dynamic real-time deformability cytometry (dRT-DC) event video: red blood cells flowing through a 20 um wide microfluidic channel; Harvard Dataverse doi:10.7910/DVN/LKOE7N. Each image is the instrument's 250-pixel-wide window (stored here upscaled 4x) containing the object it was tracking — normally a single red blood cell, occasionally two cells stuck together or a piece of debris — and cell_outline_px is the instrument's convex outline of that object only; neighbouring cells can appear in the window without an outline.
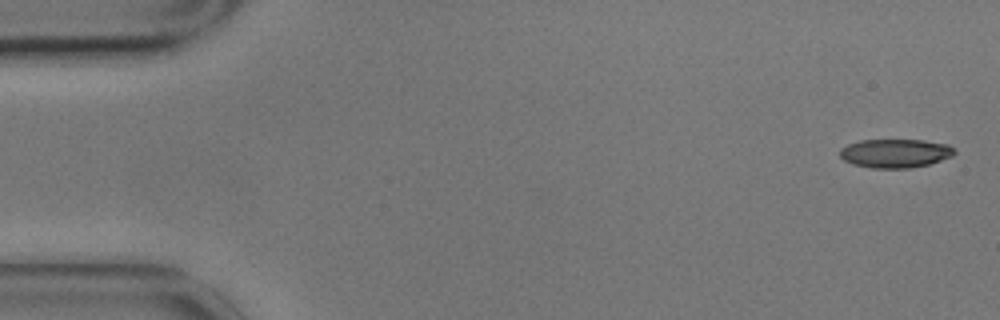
{"species": "common noctule bat (a hibernating species)", "species_latin": "Nyctalus noctula", "temperature_condition": "cold", "stored_images_in_passage": 5, "camera_frame_rate_fps": 3000, "um_per_image_px": 0.085, "animal": {"sex": "male", "body_mass_g": 17.9}, "frame": {"image": 1, "passage_image": 1, "time_ms": 0.0, "image_size_px": [1000, 320], "cell_outline_px": [[956, 152], [952, 156], [928, 164], [912, 168], [872, 168], [852, 164], [844, 160], [840, 156], [840, 148], [848, 144], [860, 140], [924, 140], [948, 144]], "centroid_in_image_um": [76.08, 13.03], "position_along_channel_um": 8.9, "area_um2": 19.19}}
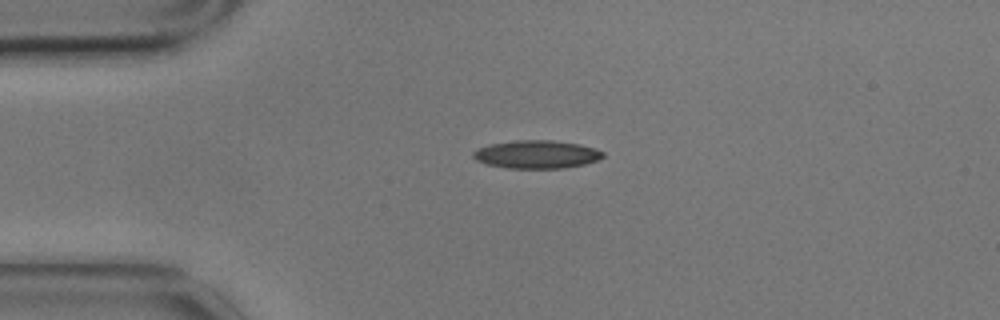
{"frame": {"image": 2, "passage_image": 4, "time_ms": 1.0, "image_size_px": [1000, 320], "cell_outline_px": [[604, 156], [596, 160], [584, 164], [564, 168], [508, 168], [488, 164], [476, 160], [472, 156], [472, 152], [476, 148], [488, 144], [516, 140], [552, 140], [580, 144], [596, 148], [604, 152]], "centroid_in_image_um": [45.59, 13.11], "position_along_channel_um": 39.4, "area_um2": 21.33}}